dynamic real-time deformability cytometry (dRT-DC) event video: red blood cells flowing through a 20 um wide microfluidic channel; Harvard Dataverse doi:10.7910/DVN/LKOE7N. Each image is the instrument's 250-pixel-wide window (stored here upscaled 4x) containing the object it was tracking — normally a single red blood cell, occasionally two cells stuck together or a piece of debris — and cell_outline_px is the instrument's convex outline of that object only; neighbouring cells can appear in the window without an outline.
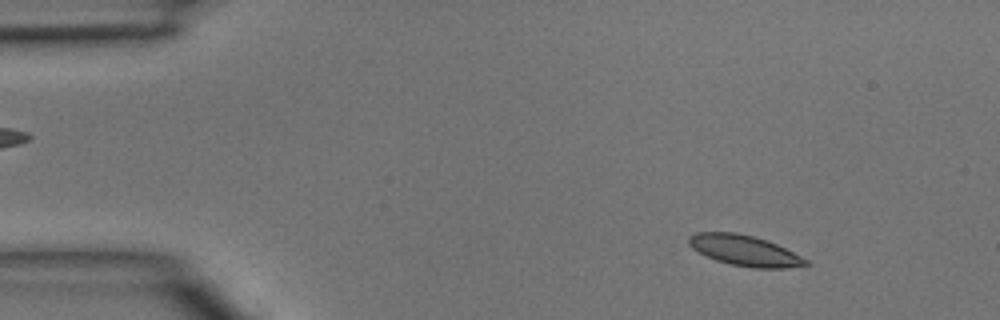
{"species": "common noctule bat (a hibernating species)", "species_latin": "Nyctalus noctula", "temperature_condition": "room temperature", "stored_images_in_passage": 46, "camera_frame_rate_fps": 3000, "um_per_image_px": 0.085, "animal": {"sex": "male", "body_mass_g": 15.6}, "frame": {"image": 1, "passage_image": 5, "time_ms": 1.333, "image_size_px": [1000, 320], "cell_outline_px": [[812, 264], [784, 268], [752, 268], [732, 264], [716, 260], [692, 248], [688, 244], [688, 236], [696, 232], [736, 232], [752, 236], [776, 244], [808, 260]], "centroid_in_image_um": [63.27, 21.29], "position_along_channel_um": 21.7, "area_um2": 20.58}}
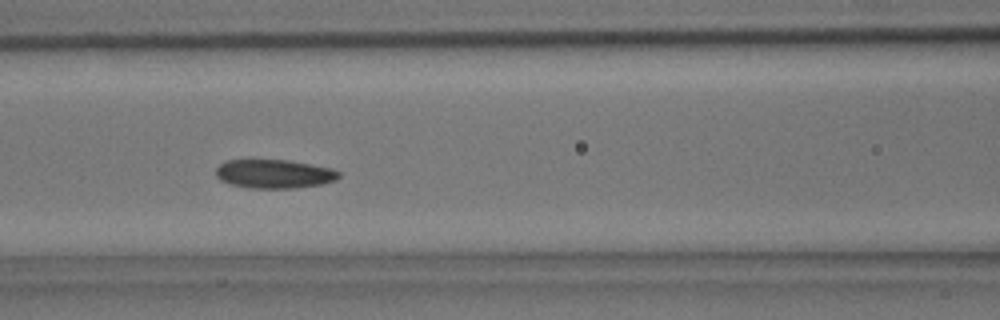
{"frame": {"image": 2, "passage_image": 19, "time_ms": 6.0, "image_size_px": [1000, 320], "cell_outline_px": [[340, 176], [336, 180], [320, 184], [292, 188], [248, 188], [232, 184], [220, 180], [216, 176], [216, 168], [220, 164], [228, 160], [288, 160], [332, 168], [340, 172]], "centroid_in_image_um": [23.3, 14.78], "position_along_channel_um": 143.3, "area_um2": 20.52}}
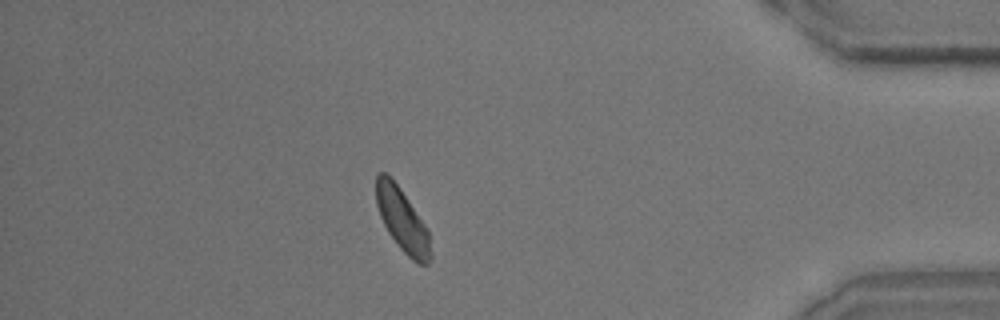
{"frame": {"image": 3, "passage_image": 40, "time_ms": 13.0, "image_size_px": [1000, 320], "cell_outline_px": [[432, 260], [428, 264], [416, 264], [400, 248], [388, 232], [380, 216], [376, 204], [376, 176], [380, 172], [384, 172], [400, 188], [428, 228], [432, 256]], "centroid_in_image_um": [34.22, 18.76], "position_along_channel_um": 401.0, "area_um2": 20.0}}